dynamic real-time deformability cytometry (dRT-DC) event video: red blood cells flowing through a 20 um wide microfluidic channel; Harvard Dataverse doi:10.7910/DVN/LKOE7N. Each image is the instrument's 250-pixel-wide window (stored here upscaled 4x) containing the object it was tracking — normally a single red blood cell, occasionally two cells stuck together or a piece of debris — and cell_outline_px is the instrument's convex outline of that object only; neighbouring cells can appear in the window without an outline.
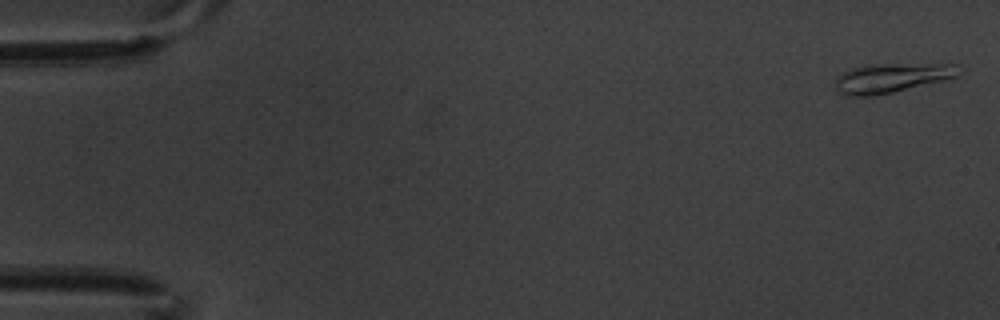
{"species": "common noctule bat (a hibernating species)", "species_latin": "Nyctalus noctula", "temperature_condition": "warm", "stored_images_in_passage": 4, "camera_frame_rate_fps": 3000, "um_per_image_px": 0.085, "animal": {"sex": "male", "body_mass_g": 20.1, "forearm_length_mm": 53.5}, "frame": {"image": 1, "passage_image": 1, "time_ms": 0.0, "image_size_px": [1000, 320], "cell_outline_px": [[960, 76], [944, 80], [892, 92], [872, 96], [844, 96], [836, 92], [836, 76], [852, 68], [868, 64], [956, 64]], "centroid_in_image_um": [75.74, 6.63], "position_along_channel_um": 9.3, "area_um2": 21.1}}